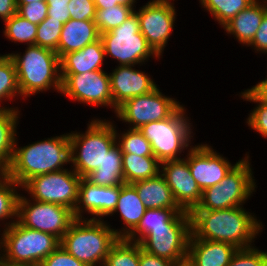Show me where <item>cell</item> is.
Instances as JSON below:
<instances>
[{
  "instance_id": "obj_31",
  "label": "cell",
  "mask_w": 267,
  "mask_h": 266,
  "mask_svg": "<svg viewBox=\"0 0 267 266\" xmlns=\"http://www.w3.org/2000/svg\"><path fill=\"white\" fill-rule=\"evenodd\" d=\"M20 97L21 92L18 86L15 64L9 55L4 54L0 56V110L18 108L16 106H4V102L9 101L11 103L12 100L16 101Z\"/></svg>"
},
{
  "instance_id": "obj_37",
  "label": "cell",
  "mask_w": 267,
  "mask_h": 266,
  "mask_svg": "<svg viewBox=\"0 0 267 266\" xmlns=\"http://www.w3.org/2000/svg\"><path fill=\"white\" fill-rule=\"evenodd\" d=\"M243 101H248L256 104L248 117L246 118V124L249 129L251 128L256 133L260 134L264 139H267V104L259 101L248 89L239 92L237 94Z\"/></svg>"
},
{
  "instance_id": "obj_29",
  "label": "cell",
  "mask_w": 267,
  "mask_h": 266,
  "mask_svg": "<svg viewBox=\"0 0 267 266\" xmlns=\"http://www.w3.org/2000/svg\"><path fill=\"white\" fill-rule=\"evenodd\" d=\"M123 179L126 184L150 179L160 173L161 163L154 156H138L122 153Z\"/></svg>"
},
{
  "instance_id": "obj_46",
  "label": "cell",
  "mask_w": 267,
  "mask_h": 266,
  "mask_svg": "<svg viewBox=\"0 0 267 266\" xmlns=\"http://www.w3.org/2000/svg\"><path fill=\"white\" fill-rule=\"evenodd\" d=\"M51 19L55 21H61L65 24L70 18V12L67 6H48V13Z\"/></svg>"
},
{
  "instance_id": "obj_14",
  "label": "cell",
  "mask_w": 267,
  "mask_h": 266,
  "mask_svg": "<svg viewBox=\"0 0 267 266\" xmlns=\"http://www.w3.org/2000/svg\"><path fill=\"white\" fill-rule=\"evenodd\" d=\"M61 79V95L80 104L101 108L110 107L113 111L110 78L109 73L105 70L81 74H61Z\"/></svg>"
},
{
  "instance_id": "obj_17",
  "label": "cell",
  "mask_w": 267,
  "mask_h": 266,
  "mask_svg": "<svg viewBox=\"0 0 267 266\" xmlns=\"http://www.w3.org/2000/svg\"><path fill=\"white\" fill-rule=\"evenodd\" d=\"M119 194L120 186H98L81 178L78 203L73 212L75 219L104 220L110 217L117 206ZM84 214L89 215L86 217Z\"/></svg>"
},
{
  "instance_id": "obj_41",
  "label": "cell",
  "mask_w": 267,
  "mask_h": 266,
  "mask_svg": "<svg viewBox=\"0 0 267 266\" xmlns=\"http://www.w3.org/2000/svg\"><path fill=\"white\" fill-rule=\"evenodd\" d=\"M67 7L70 12V18L95 20L96 6L94 0H70Z\"/></svg>"
},
{
  "instance_id": "obj_50",
  "label": "cell",
  "mask_w": 267,
  "mask_h": 266,
  "mask_svg": "<svg viewBox=\"0 0 267 266\" xmlns=\"http://www.w3.org/2000/svg\"><path fill=\"white\" fill-rule=\"evenodd\" d=\"M37 1L46 2V0H17V4H30Z\"/></svg>"
},
{
  "instance_id": "obj_20",
  "label": "cell",
  "mask_w": 267,
  "mask_h": 266,
  "mask_svg": "<svg viewBox=\"0 0 267 266\" xmlns=\"http://www.w3.org/2000/svg\"><path fill=\"white\" fill-rule=\"evenodd\" d=\"M238 248L227 242L189 239L187 264L189 266H227Z\"/></svg>"
},
{
  "instance_id": "obj_49",
  "label": "cell",
  "mask_w": 267,
  "mask_h": 266,
  "mask_svg": "<svg viewBox=\"0 0 267 266\" xmlns=\"http://www.w3.org/2000/svg\"><path fill=\"white\" fill-rule=\"evenodd\" d=\"M70 0H46L48 6H67Z\"/></svg>"
},
{
  "instance_id": "obj_35",
  "label": "cell",
  "mask_w": 267,
  "mask_h": 266,
  "mask_svg": "<svg viewBox=\"0 0 267 266\" xmlns=\"http://www.w3.org/2000/svg\"><path fill=\"white\" fill-rule=\"evenodd\" d=\"M115 124L116 141L122 153H131L138 156H154L150 142L138 129H129L119 132ZM118 129V130H117Z\"/></svg>"
},
{
  "instance_id": "obj_32",
  "label": "cell",
  "mask_w": 267,
  "mask_h": 266,
  "mask_svg": "<svg viewBox=\"0 0 267 266\" xmlns=\"http://www.w3.org/2000/svg\"><path fill=\"white\" fill-rule=\"evenodd\" d=\"M255 0H199V3L213 17L220 27L246 9Z\"/></svg>"
},
{
  "instance_id": "obj_8",
  "label": "cell",
  "mask_w": 267,
  "mask_h": 266,
  "mask_svg": "<svg viewBox=\"0 0 267 266\" xmlns=\"http://www.w3.org/2000/svg\"><path fill=\"white\" fill-rule=\"evenodd\" d=\"M250 160L249 152H246L219 184L202 191L201 201L193 210H221L244 206L258 187Z\"/></svg>"
},
{
  "instance_id": "obj_3",
  "label": "cell",
  "mask_w": 267,
  "mask_h": 266,
  "mask_svg": "<svg viewBox=\"0 0 267 266\" xmlns=\"http://www.w3.org/2000/svg\"><path fill=\"white\" fill-rule=\"evenodd\" d=\"M16 68L18 86L22 100L32 95L57 91L62 87L61 66L58 54L37 45L26 46L24 52L5 53Z\"/></svg>"
},
{
  "instance_id": "obj_19",
  "label": "cell",
  "mask_w": 267,
  "mask_h": 266,
  "mask_svg": "<svg viewBox=\"0 0 267 266\" xmlns=\"http://www.w3.org/2000/svg\"><path fill=\"white\" fill-rule=\"evenodd\" d=\"M137 65L115 66L109 73L110 88L113 97V113L126 100L135 96L151 93L159 85L153 76L136 68ZM152 76V77H151Z\"/></svg>"
},
{
  "instance_id": "obj_5",
  "label": "cell",
  "mask_w": 267,
  "mask_h": 266,
  "mask_svg": "<svg viewBox=\"0 0 267 266\" xmlns=\"http://www.w3.org/2000/svg\"><path fill=\"white\" fill-rule=\"evenodd\" d=\"M68 134L70 166L81 178L100 167L109 150L117 143L112 118L106 120L94 116L91 121L89 119L85 132L76 130Z\"/></svg>"
},
{
  "instance_id": "obj_51",
  "label": "cell",
  "mask_w": 267,
  "mask_h": 266,
  "mask_svg": "<svg viewBox=\"0 0 267 266\" xmlns=\"http://www.w3.org/2000/svg\"><path fill=\"white\" fill-rule=\"evenodd\" d=\"M0 266H40V265H12V264L5 263L4 261L0 259Z\"/></svg>"
},
{
  "instance_id": "obj_10",
  "label": "cell",
  "mask_w": 267,
  "mask_h": 266,
  "mask_svg": "<svg viewBox=\"0 0 267 266\" xmlns=\"http://www.w3.org/2000/svg\"><path fill=\"white\" fill-rule=\"evenodd\" d=\"M81 177L71 168L32 177L23 186L32 200L63 205L73 212L78 203Z\"/></svg>"
},
{
  "instance_id": "obj_23",
  "label": "cell",
  "mask_w": 267,
  "mask_h": 266,
  "mask_svg": "<svg viewBox=\"0 0 267 266\" xmlns=\"http://www.w3.org/2000/svg\"><path fill=\"white\" fill-rule=\"evenodd\" d=\"M100 39L94 20L69 19L63 24L58 44V57L83 49L86 45Z\"/></svg>"
},
{
  "instance_id": "obj_2",
  "label": "cell",
  "mask_w": 267,
  "mask_h": 266,
  "mask_svg": "<svg viewBox=\"0 0 267 266\" xmlns=\"http://www.w3.org/2000/svg\"><path fill=\"white\" fill-rule=\"evenodd\" d=\"M18 140L7 175L21 187L32 177L60 171L71 164L68 133L44 138L26 146H19Z\"/></svg>"
},
{
  "instance_id": "obj_40",
  "label": "cell",
  "mask_w": 267,
  "mask_h": 266,
  "mask_svg": "<svg viewBox=\"0 0 267 266\" xmlns=\"http://www.w3.org/2000/svg\"><path fill=\"white\" fill-rule=\"evenodd\" d=\"M17 13L31 23L40 24L48 13L46 2L37 1L30 4H17Z\"/></svg>"
},
{
  "instance_id": "obj_27",
  "label": "cell",
  "mask_w": 267,
  "mask_h": 266,
  "mask_svg": "<svg viewBox=\"0 0 267 266\" xmlns=\"http://www.w3.org/2000/svg\"><path fill=\"white\" fill-rule=\"evenodd\" d=\"M20 108L0 110V174H7L14 156Z\"/></svg>"
},
{
  "instance_id": "obj_22",
  "label": "cell",
  "mask_w": 267,
  "mask_h": 266,
  "mask_svg": "<svg viewBox=\"0 0 267 266\" xmlns=\"http://www.w3.org/2000/svg\"><path fill=\"white\" fill-rule=\"evenodd\" d=\"M146 207L142 200L138 197L137 191L132 184L120 185V194L117 206L113 213L110 215H119L121 223L120 229H113L119 238H126L139 224L143 215L145 214ZM119 213V214H118Z\"/></svg>"
},
{
  "instance_id": "obj_48",
  "label": "cell",
  "mask_w": 267,
  "mask_h": 266,
  "mask_svg": "<svg viewBox=\"0 0 267 266\" xmlns=\"http://www.w3.org/2000/svg\"><path fill=\"white\" fill-rule=\"evenodd\" d=\"M259 101L267 104V78L258 81L256 85L247 88Z\"/></svg>"
},
{
  "instance_id": "obj_39",
  "label": "cell",
  "mask_w": 267,
  "mask_h": 266,
  "mask_svg": "<svg viewBox=\"0 0 267 266\" xmlns=\"http://www.w3.org/2000/svg\"><path fill=\"white\" fill-rule=\"evenodd\" d=\"M227 266H267V250H259L255 245L239 248Z\"/></svg>"
},
{
  "instance_id": "obj_18",
  "label": "cell",
  "mask_w": 267,
  "mask_h": 266,
  "mask_svg": "<svg viewBox=\"0 0 267 266\" xmlns=\"http://www.w3.org/2000/svg\"><path fill=\"white\" fill-rule=\"evenodd\" d=\"M160 174L164 177L174 200L182 210L191 212L197 207L202 198V191L192 177L185 158L161 162Z\"/></svg>"
},
{
  "instance_id": "obj_42",
  "label": "cell",
  "mask_w": 267,
  "mask_h": 266,
  "mask_svg": "<svg viewBox=\"0 0 267 266\" xmlns=\"http://www.w3.org/2000/svg\"><path fill=\"white\" fill-rule=\"evenodd\" d=\"M40 266H87L74 256L69 254L61 245L50 253L41 263Z\"/></svg>"
},
{
  "instance_id": "obj_7",
  "label": "cell",
  "mask_w": 267,
  "mask_h": 266,
  "mask_svg": "<svg viewBox=\"0 0 267 266\" xmlns=\"http://www.w3.org/2000/svg\"><path fill=\"white\" fill-rule=\"evenodd\" d=\"M59 245L54 235L24 227L17 220L0 230V259L8 264L40 265Z\"/></svg>"
},
{
  "instance_id": "obj_9",
  "label": "cell",
  "mask_w": 267,
  "mask_h": 266,
  "mask_svg": "<svg viewBox=\"0 0 267 266\" xmlns=\"http://www.w3.org/2000/svg\"><path fill=\"white\" fill-rule=\"evenodd\" d=\"M105 59L116 60L117 66L146 65L150 58L160 57L149 46L147 39L140 32L139 20L134 12L120 26L100 34Z\"/></svg>"
},
{
  "instance_id": "obj_26",
  "label": "cell",
  "mask_w": 267,
  "mask_h": 266,
  "mask_svg": "<svg viewBox=\"0 0 267 266\" xmlns=\"http://www.w3.org/2000/svg\"><path fill=\"white\" fill-rule=\"evenodd\" d=\"M187 213L182 209H146L137 227L125 239L140 243L153 229L173 228Z\"/></svg>"
},
{
  "instance_id": "obj_38",
  "label": "cell",
  "mask_w": 267,
  "mask_h": 266,
  "mask_svg": "<svg viewBox=\"0 0 267 266\" xmlns=\"http://www.w3.org/2000/svg\"><path fill=\"white\" fill-rule=\"evenodd\" d=\"M62 27L63 23L61 21H55L47 16L40 24H38L36 45L52 50L58 54V44Z\"/></svg>"
},
{
  "instance_id": "obj_44",
  "label": "cell",
  "mask_w": 267,
  "mask_h": 266,
  "mask_svg": "<svg viewBox=\"0 0 267 266\" xmlns=\"http://www.w3.org/2000/svg\"><path fill=\"white\" fill-rule=\"evenodd\" d=\"M139 266H179L177 263L170 260L160 258L158 256L147 253L140 246V261Z\"/></svg>"
},
{
  "instance_id": "obj_11",
  "label": "cell",
  "mask_w": 267,
  "mask_h": 266,
  "mask_svg": "<svg viewBox=\"0 0 267 266\" xmlns=\"http://www.w3.org/2000/svg\"><path fill=\"white\" fill-rule=\"evenodd\" d=\"M177 98L166 96L160 87L151 93L135 96L121 104L114 116L129 129H139L153 121L171 117L183 104Z\"/></svg>"
},
{
  "instance_id": "obj_1",
  "label": "cell",
  "mask_w": 267,
  "mask_h": 266,
  "mask_svg": "<svg viewBox=\"0 0 267 266\" xmlns=\"http://www.w3.org/2000/svg\"><path fill=\"white\" fill-rule=\"evenodd\" d=\"M191 232L197 239L227 242L247 248L260 237L265 226L244 206L221 210H192ZM260 234V235H259Z\"/></svg>"
},
{
  "instance_id": "obj_6",
  "label": "cell",
  "mask_w": 267,
  "mask_h": 266,
  "mask_svg": "<svg viewBox=\"0 0 267 266\" xmlns=\"http://www.w3.org/2000/svg\"><path fill=\"white\" fill-rule=\"evenodd\" d=\"M186 109L183 104L171 117L146 123L138 129L150 142L154 157L160 163L185 158L183 153L186 155L194 144V127Z\"/></svg>"
},
{
  "instance_id": "obj_33",
  "label": "cell",
  "mask_w": 267,
  "mask_h": 266,
  "mask_svg": "<svg viewBox=\"0 0 267 266\" xmlns=\"http://www.w3.org/2000/svg\"><path fill=\"white\" fill-rule=\"evenodd\" d=\"M3 23V35L8 41L26 46L36 45L37 24L31 23L18 13Z\"/></svg>"
},
{
  "instance_id": "obj_16",
  "label": "cell",
  "mask_w": 267,
  "mask_h": 266,
  "mask_svg": "<svg viewBox=\"0 0 267 266\" xmlns=\"http://www.w3.org/2000/svg\"><path fill=\"white\" fill-rule=\"evenodd\" d=\"M186 154L185 159L188 161L191 175L201 191L219 184L241 160L232 164L227 157L214 150L207 142L194 144Z\"/></svg>"
},
{
  "instance_id": "obj_21",
  "label": "cell",
  "mask_w": 267,
  "mask_h": 266,
  "mask_svg": "<svg viewBox=\"0 0 267 266\" xmlns=\"http://www.w3.org/2000/svg\"><path fill=\"white\" fill-rule=\"evenodd\" d=\"M266 12L267 6L265 1L255 0L222 28L228 36L234 37L239 44L247 47L252 42Z\"/></svg>"
},
{
  "instance_id": "obj_13",
  "label": "cell",
  "mask_w": 267,
  "mask_h": 266,
  "mask_svg": "<svg viewBox=\"0 0 267 266\" xmlns=\"http://www.w3.org/2000/svg\"><path fill=\"white\" fill-rule=\"evenodd\" d=\"M174 2L175 0H150L134 11L139 20L140 32L160 58H163L175 29L177 11Z\"/></svg>"
},
{
  "instance_id": "obj_52",
  "label": "cell",
  "mask_w": 267,
  "mask_h": 266,
  "mask_svg": "<svg viewBox=\"0 0 267 266\" xmlns=\"http://www.w3.org/2000/svg\"><path fill=\"white\" fill-rule=\"evenodd\" d=\"M179 266H189L187 263L186 264H183V265H179Z\"/></svg>"
},
{
  "instance_id": "obj_34",
  "label": "cell",
  "mask_w": 267,
  "mask_h": 266,
  "mask_svg": "<svg viewBox=\"0 0 267 266\" xmlns=\"http://www.w3.org/2000/svg\"><path fill=\"white\" fill-rule=\"evenodd\" d=\"M140 244L119 238L109 250L103 266H139Z\"/></svg>"
},
{
  "instance_id": "obj_43",
  "label": "cell",
  "mask_w": 267,
  "mask_h": 266,
  "mask_svg": "<svg viewBox=\"0 0 267 266\" xmlns=\"http://www.w3.org/2000/svg\"><path fill=\"white\" fill-rule=\"evenodd\" d=\"M247 47H251L257 54H267V12L252 42Z\"/></svg>"
},
{
  "instance_id": "obj_4",
  "label": "cell",
  "mask_w": 267,
  "mask_h": 266,
  "mask_svg": "<svg viewBox=\"0 0 267 266\" xmlns=\"http://www.w3.org/2000/svg\"><path fill=\"white\" fill-rule=\"evenodd\" d=\"M107 220L75 219L60 245L87 266H103L119 237Z\"/></svg>"
},
{
  "instance_id": "obj_28",
  "label": "cell",
  "mask_w": 267,
  "mask_h": 266,
  "mask_svg": "<svg viewBox=\"0 0 267 266\" xmlns=\"http://www.w3.org/2000/svg\"><path fill=\"white\" fill-rule=\"evenodd\" d=\"M98 186H120L125 184L123 179L122 151L116 143L105 156L103 163L85 177Z\"/></svg>"
},
{
  "instance_id": "obj_36",
  "label": "cell",
  "mask_w": 267,
  "mask_h": 266,
  "mask_svg": "<svg viewBox=\"0 0 267 266\" xmlns=\"http://www.w3.org/2000/svg\"><path fill=\"white\" fill-rule=\"evenodd\" d=\"M136 9V6L115 5L112 8L96 9L95 24L100 34L120 26Z\"/></svg>"
},
{
  "instance_id": "obj_24",
  "label": "cell",
  "mask_w": 267,
  "mask_h": 266,
  "mask_svg": "<svg viewBox=\"0 0 267 266\" xmlns=\"http://www.w3.org/2000/svg\"><path fill=\"white\" fill-rule=\"evenodd\" d=\"M105 61L103 43L99 39L81 50L65 54L60 59L61 74H81L104 70Z\"/></svg>"
},
{
  "instance_id": "obj_47",
  "label": "cell",
  "mask_w": 267,
  "mask_h": 266,
  "mask_svg": "<svg viewBox=\"0 0 267 266\" xmlns=\"http://www.w3.org/2000/svg\"><path fill=\"white\" fill-rule=\"evenodd\" d=\"M138 0H94L96 9L112 8L115 5L136 6Z\"/></svg>"
},
{
  "instance_id": "obj_30",
  "label": "cell",
  "mask_w": 267,
  "mask_h": 266,
  "mask_svg": "<svg viewBox=\"0 0 267 266\" xmlns=\"http://www.w3.org/2000/svg\"><path fill=\"white\" fill-rule=\"evenodd\" d=\"M21 189L22 187L7 174H0V230L9 227L17 220Z\"/></svg>"
},
{
  "instance_id": "obj_12",
  "label": "cell",
  "mask_w": 267,
  "mask_h": 266,
  "mask_svg": "<svg viewBox=\"0 0 267 266\" xmlns=\"http://www.w3.org/2000/svg\"><path fill=\"white\" fill-rule=\"evenodd\" d=\"M74 220L73 211L68 207L32 200L20 193L17 221L24 227L52 234L61 240Z\"/></svg>"
},
{
  "instance_id": "obj_25",
  "label": "cell",
  "mask_w": 267,
  "mask_h": 266,
  "mask_svg": "<svg viewBox=\"0 0 267 266\" xmlns=\"http://www.w3.org/2000/svg\"><path fill=\"white\" fill-rule=\"evenodd\" d=\"M132 185L146 209H181L160 173L153 178L136 181Z\"/></svg>"
},
{
  "instance_id": "obj_45",
  "label": "cell",
  "mask_w": 267,
  "mask_h": 266,
  "mask_svg": "<svg viewBox=\"0 0 267 266\" xmlns=\"http://www.w3.org/2000/svg\"><path fill=\"white\" fill-rule=\"evenodd\" d=\"M17 13V0H0V20L10 19Z\"/></svg>"
},
{
  "instance_id": "obj_15",
  "label": "cell",
  "mask_w": 267,
  "mask_h": 266,
  "mask_svg": "<svg viewBox=\"0 0 267 266\" xmlns=\"http://www.w3.org/2000/svg\"><path fill=\"white\" fill-rule=\"evenodd\" d=\"M191 233L188 212L173 228L153 229L139 244L147 253L183 265L187 262Z\"/></svg>"
}]
</instances>
